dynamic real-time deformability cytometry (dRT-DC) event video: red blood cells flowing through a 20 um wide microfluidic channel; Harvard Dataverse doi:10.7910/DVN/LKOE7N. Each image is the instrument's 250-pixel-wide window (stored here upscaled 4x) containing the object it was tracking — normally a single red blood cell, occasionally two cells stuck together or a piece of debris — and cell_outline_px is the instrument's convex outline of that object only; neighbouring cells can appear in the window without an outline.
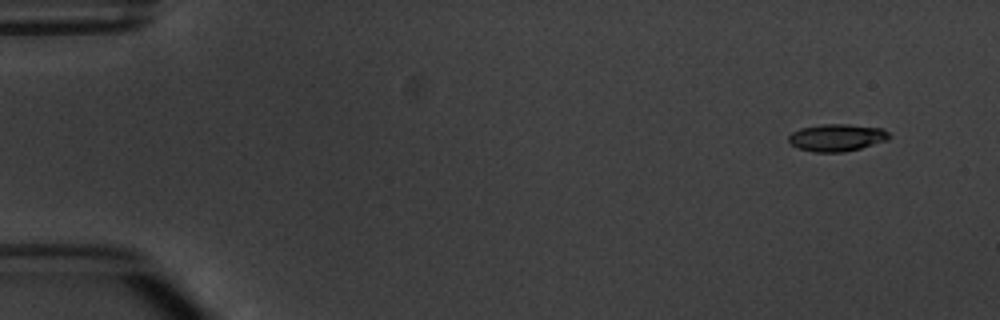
{"species": "common noctule bat (a hibernating species)", "species_latin": "Nyctalus noctula", "temperature_condition": "warm", "stored_images_in_passage": 8, "camera_frame_rate_fps": 3000, "um_per_image_px": 0.085, "animal": {"sex": "male", "body_mass_g": 20.1, "forearm_length_mm": 53.5}, "frame": {"image": 1, "passage_image": 1, "time_ms": 0.0, "image_size_px": [1000, 320], "cell_outline_px": [[892, 136], [888, 140], [860, 148], [844, 152], [812, 152], [796, 148], [788, 140], [788, 136], [792, 132], [800, 128], [824, 124], [848, 124], [880, 128], [888, 132]], "centroid_in_image_um": [71.12, 11.7], "position_along_channel_um": 13.9, "area_um2": 16.01}}
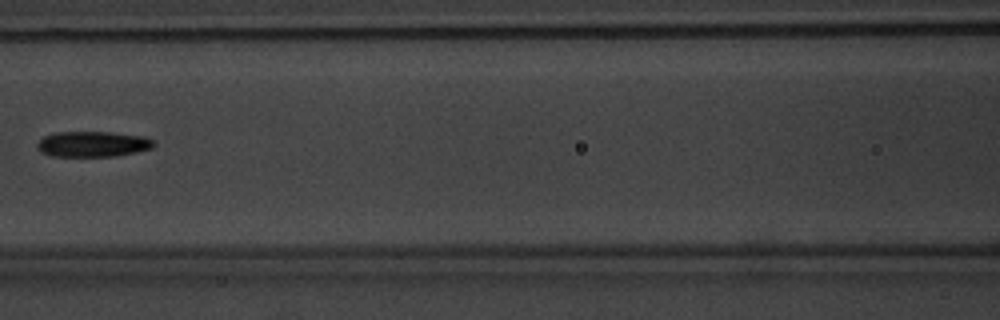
{"frame": {"image": 2, "passage_image": 7, "time_ms": 7.0, "image_size_px": [1000, 320], "cell_outline_px": [[156, 144], [152, 148], [136, 152], [116, 156], [52, 156], [40, 152], [36, 148], [36, 144], [44, 136], [56, 132], [112, 132], [144, 136], [152, 140]], "centroid_in_image_um": [7.87, 12.24], "position_along_channel_um": 158.7, "area_um2": 17.46}}
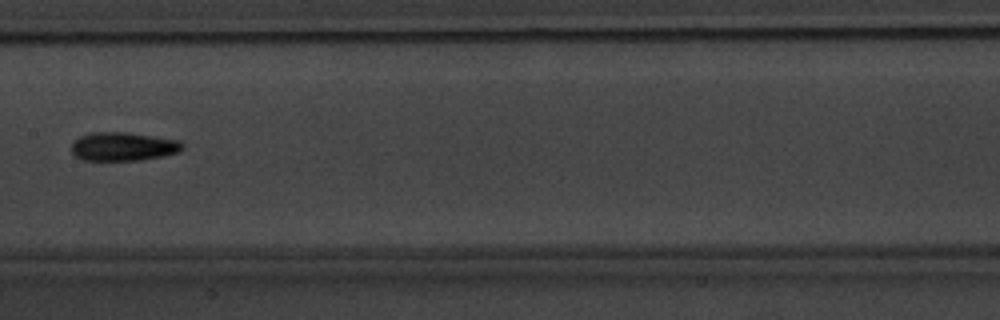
{"frame": {"image": 3, "passage_image": 8, "time_ms": 8.0, "image_size_px": [1000, 320], "cell_outline_px": [[184, 148], [176, 152], [164, 156], [140, 160], [84, 160], [76, 156], [72, 152], [72, 144], [80, 136], [88, 132], [128, 132], [180, 140], [184, 144]], "centroid_in_image_um": [10.49, 12.44], "position_along_channel_um": 196.9, "area_um2": 18.55}}